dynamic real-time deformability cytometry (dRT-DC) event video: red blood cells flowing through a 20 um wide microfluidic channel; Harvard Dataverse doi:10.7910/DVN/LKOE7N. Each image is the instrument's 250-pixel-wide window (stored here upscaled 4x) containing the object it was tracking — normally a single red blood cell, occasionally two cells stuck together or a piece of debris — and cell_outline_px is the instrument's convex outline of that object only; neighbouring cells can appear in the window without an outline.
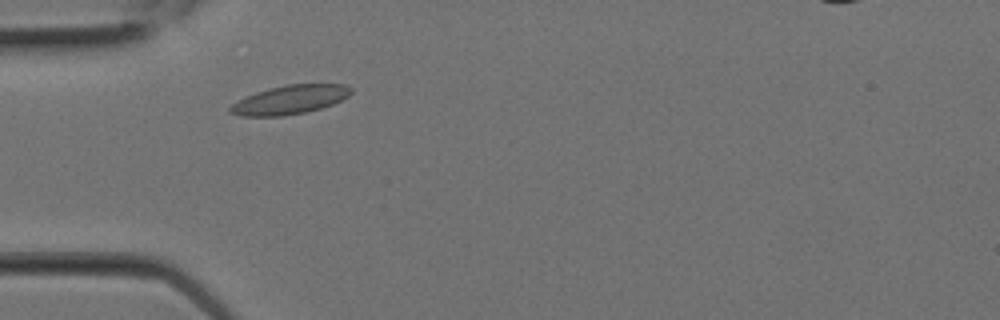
{"species": "Egyptian fruit bat (a non-hibernating species)", "species_latin": "Rousettus aegyptiacus", "temperature_condition": "room temperature", "stored_images_in_passage": 1, "camera_frame_rate_fps": 3000, "um_per_image_px": 0.085, "animal": {"sex": "female"}, "frame": {"image": 1, "passage_image": 1, "time_ms": 0.0, "image_size_px": [1000, 320], "cell_outline_px": [[352, 92], [348, 96], [332, 104], [320, 108], [304, 112], [284, 116], [240, 116], [228, 112], [228, 108], [232, 104], [256, 92], [268, 88], [288, 84], [344, 84], [352, 88]], "centroid_in_image_um": [24.63, 8.47], "position_along_channel_um": 60.4, "area_um2": 20.17}}